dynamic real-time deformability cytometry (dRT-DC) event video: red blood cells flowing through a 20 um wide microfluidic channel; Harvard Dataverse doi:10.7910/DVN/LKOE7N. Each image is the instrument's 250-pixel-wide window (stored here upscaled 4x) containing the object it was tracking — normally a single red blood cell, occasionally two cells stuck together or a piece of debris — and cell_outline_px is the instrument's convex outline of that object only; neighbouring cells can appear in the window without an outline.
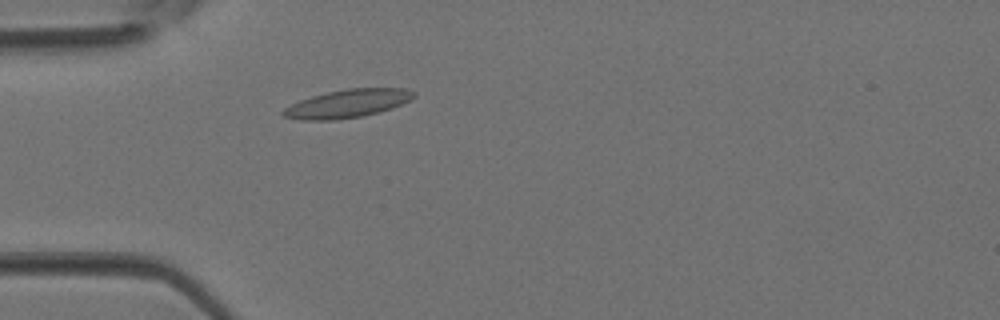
{"species": "Egyptian fruit bat (a non-hibernating species)", "species_latin": "Rousettus aegyptiacus", "temperature_condition": "room temperature", "stored_images_in_passage": 3, "camera_frame_rate_fps": 3000, "um_per_image_px": 0.085, "animal": {"sex": "female"}, "frame": {"image": 1, "passage_image": 3, "time_ms": 0.667, "image_size_px": [1000, 320], "cell_outline_px": [[416, 96], [412, 100], [392, 108], [360, 116], [336, 120], [300, 120], [284, 116], [280, 112], [284, 108], [300, 100], [312, 96], [328, 92], [348, 88], [404, 88], [416, 92]], "centroid_in_image_um": [29.56, 8.8], "position_along_channel_um": 55.4, "area_um2": 21.39}}